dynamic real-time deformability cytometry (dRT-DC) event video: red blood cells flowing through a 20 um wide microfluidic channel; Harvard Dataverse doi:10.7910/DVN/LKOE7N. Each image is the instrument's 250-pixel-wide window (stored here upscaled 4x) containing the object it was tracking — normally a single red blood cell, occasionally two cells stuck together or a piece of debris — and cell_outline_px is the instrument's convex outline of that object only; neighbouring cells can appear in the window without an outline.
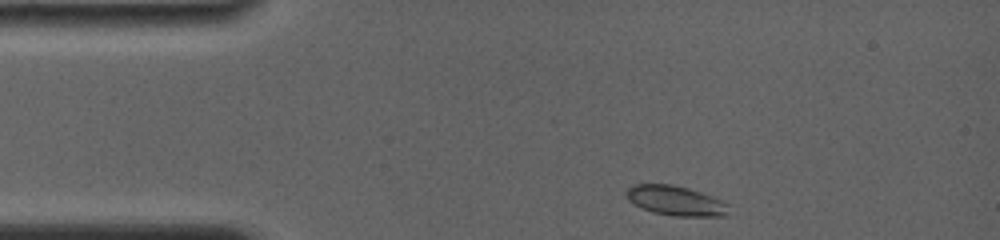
{"species": "common noctule bat (a hibernating species)", "species_latin": "Nyctalus noctula", "temperature_condition": "room temperature", "stored_images_in_passage": 64, "camera_frame_rate_fps": 4000, "um_per_image_px": 0.085, "animal": {"sex": "female", "body_mass_g": 19.0, "forearm_length_mm": 56.7}, "frame": {"image": 1, "passage_image": 1, "time_ms": 0.0, "image_size_px": [1000, 240], "cell_outline_px": [[728, 216], [672, 216], [652, 212], [628, 200], [628, 188], [632, 184], [672, 184], [688, 188], [712, 196], [728, 204]], "centroid_in_image_um": [57.46, 17.06], "position_along_channel_um": 27.5, "area_um2": 17.57}}
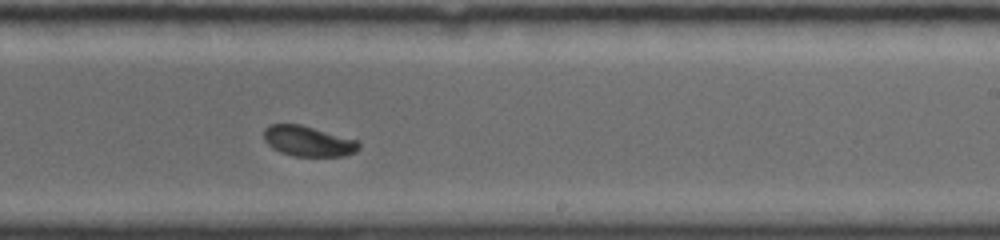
{"frame": {"image": 2, "passage_image": 37, "time_ms": 7.5, "image_size_px": [1000, 240], "cell_outline_px": [[360, 148], [356, 152], [344, 156], [296, 156], [280, 152], [272, 148], [264, 140], [264, 128], [268, 124], [300, 124], [360, 140]], "centroid_in_image_um": [26.22, 11.99], "position_along_channel_um": 262.8, "area_um2": 17.05}}
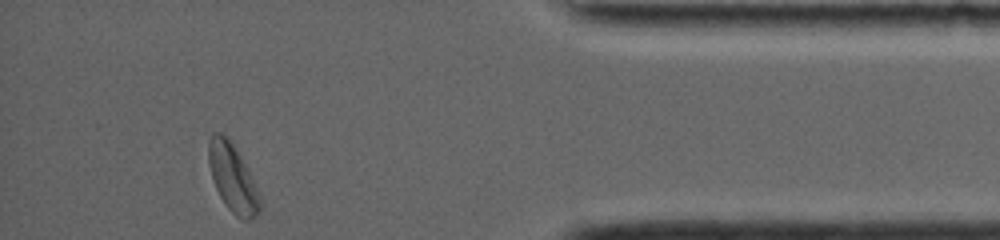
{"frame": {"image": 3, "passage_image": 64, "time_ms": 12.25, "image_size_px": [1000, 240], "cell_outline_px": [[260, 212], [256, 216], [248, 220], [244, 220], [236, 216], [228, 208], [220, 196], [216, 188], [208, 164], [208, 140], [212, 132], [220, 132], [228, 136], [236, 148], [260, 192]], "centroid_in_image_um": [19.77, 15.1], "position_along_channel_um": 415.4, "area_um2": 20.4}, "authors_computed_cell_mechanics": {"area_um2": 17.5134, "velocity_mm_per_s": 3.7836, "shape_relaxation_time_tau1_ms": 2.3962, "shape_relaxation_time_tau2_ms": null, "deformation_change_tau1": 0.0811, "deformation_change_tau2": null}}